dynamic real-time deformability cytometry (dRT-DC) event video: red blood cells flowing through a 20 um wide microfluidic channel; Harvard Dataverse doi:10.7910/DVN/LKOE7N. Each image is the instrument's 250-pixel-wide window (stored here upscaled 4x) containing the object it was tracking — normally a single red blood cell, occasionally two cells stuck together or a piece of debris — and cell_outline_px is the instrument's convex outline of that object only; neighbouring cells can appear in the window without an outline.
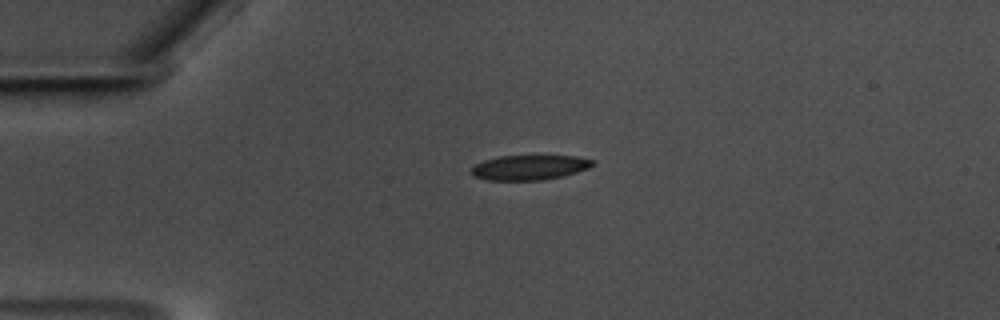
{"species": "common noctule bat (a hibernating species)", "species_latin": "Nyctalus noctula", "temperature_condition": "warm", "stored_images_in_passage": 45, "camera_frame_rate_fps": 3000, "um_per_image_px": 0.085, "animal": {"sex": "male", "body_mass_g": 17.5, "forearm_length_mm": 52.3}, "frame": {"image": 1, "passage_image": 1, "time_ms": 0.0, "image_size_px": [1000, 320], "cell_outline_px": [[596, 164], [588, 168], [564, 176], [544, 180], [488, 180], [472, 176], [468, 172], [476, 164], [484, 160], [500, 156], [576, 156], [596, 160]], "centroid_in_image_um": [45.01, 14.24], "position_along_channel_um": 40.0, "area_um2": 17.74}}
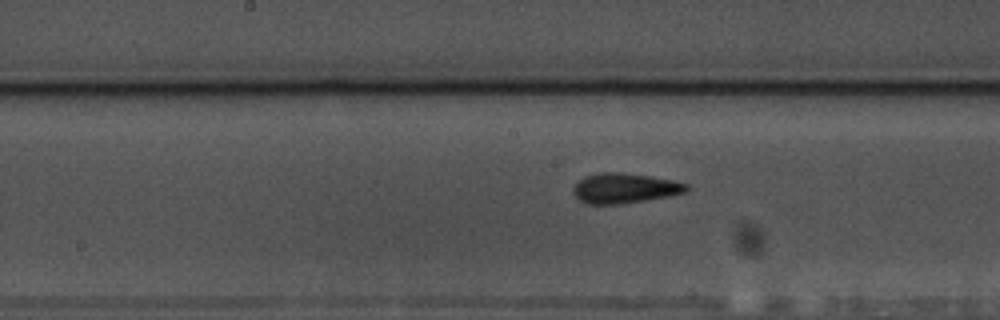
{"frame": {"image": 2, "passage_image": 17, "time_ms": 5.333, "image_size_px": [1000, 320], "cell_outline_px": [[688, 188], [684, 192], [668, 196], [620, 204], [588, 204], [580, 200], [572, 192], [572, 188], [584, 176], [600, 172], [620, 172], [652, 176], [672, 180], [688, 184]], "centroid_in_image_um": [53.06, 15.98], "position_along_channel_um": 195.1, "area_um2": 19.71}}
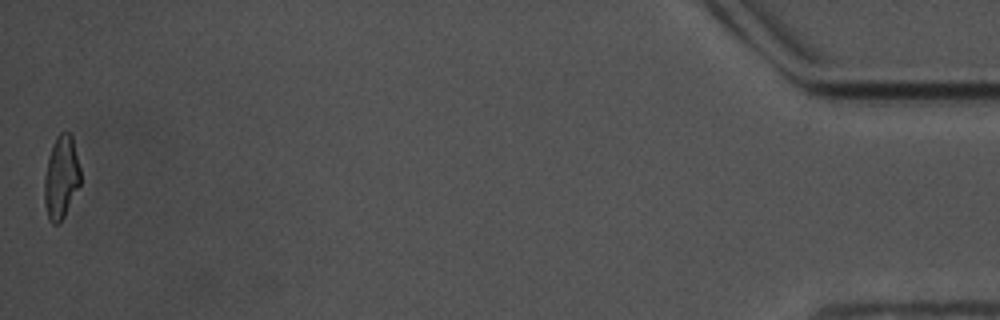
{"frame": {"image": 3, "passage_image": 45, "time_ms": 14.667, "image_size_px": [1000, 320], "cell_outline_px": [[80, 184], [64, 216], [56, 224], [52, 224], [48, 220], [44, 200], [44, 176], [48, 156], [52, 144], [56, 136], [60, 132], [68, 132], [72, 136], [80, 168]], "centroid_in_image_um": [5.18, 15.05], "position_along_channel_um": 430.0, "area_um2": 17.46}, "authors_computed_cell_mechanics": {"area_um2": 18.3804, "velocity_mm_per_s": 3.5085, "shape_relaxation_time_tau1_ms": 5.4913, "shape_relaxation_time_tau2_ms": 2.7726, "deformation_change_tau1": 0.1601, "deformation_change_tau2": 0.1049}}